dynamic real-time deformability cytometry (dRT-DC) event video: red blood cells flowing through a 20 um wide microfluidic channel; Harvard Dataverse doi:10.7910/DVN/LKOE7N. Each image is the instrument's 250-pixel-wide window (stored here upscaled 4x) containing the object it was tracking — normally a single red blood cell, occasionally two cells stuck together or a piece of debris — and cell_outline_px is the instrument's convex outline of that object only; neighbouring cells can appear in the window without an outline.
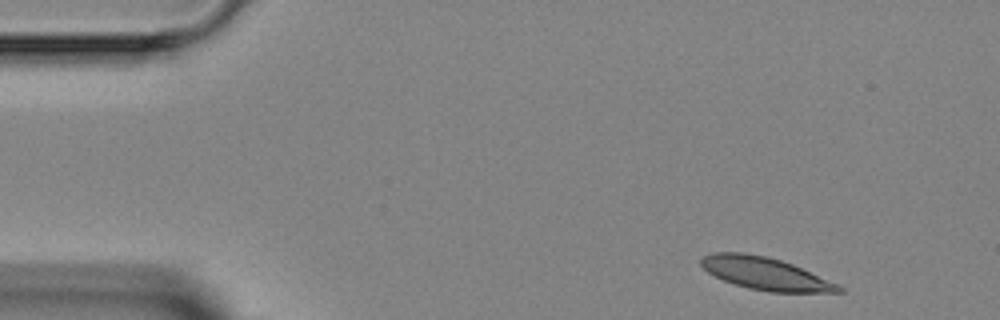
{"species": "Egyptian fruit bat (a non-hibernating species)", "species_latin": "Rousettus aegyptiacus", "temperature_condition": "room temperature", "stored_images_in_passage": 4, "camera_frame_rate_fps": 3000, "um_per_image_px": 0.085, "animal": {"sex": "female"}, "frame": {"image": 1, "passage_image": 1, "time_ms": 0.0, "image_size_px": [1000, 320], "cell_outline_px": [[844, 292], [768, 292], [748, 288], [724, 280], [708, 272], [700, 264], [700, 260], [704, 256], [712, 252], [740, 252], [764, 256], [780, 260], [792, 264], [840, 284], [844, 288]], "centroid_in_image_um": [65.09, 23.26], "position_along_channel_um": 19.9, "area_um2": 25.89}}
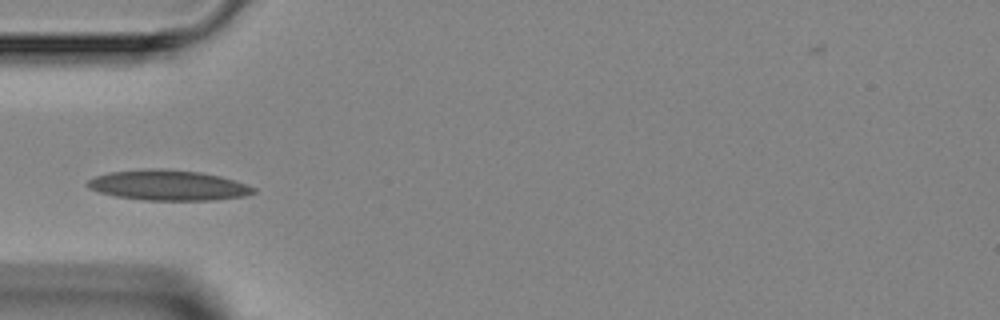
{"frame": {"image": 2, "passage_image": 4, "time_ms": 3.333, "image_size_px": [1000, 320], "cell_outline_px": [[256, 192], [244, 196], [212, 200], [144, 200], [116, 196], [100, 192], [88, 188], [84, 184], [88, 180], [96, 176], [108, 172], [144, 168], [160, 168], [200, 172], [220, 176], [256, 188]], "centroid_in_image_um": [14.25, 15.74], "position_along_channel_um": 70.8, "area_um2": 29.3}}